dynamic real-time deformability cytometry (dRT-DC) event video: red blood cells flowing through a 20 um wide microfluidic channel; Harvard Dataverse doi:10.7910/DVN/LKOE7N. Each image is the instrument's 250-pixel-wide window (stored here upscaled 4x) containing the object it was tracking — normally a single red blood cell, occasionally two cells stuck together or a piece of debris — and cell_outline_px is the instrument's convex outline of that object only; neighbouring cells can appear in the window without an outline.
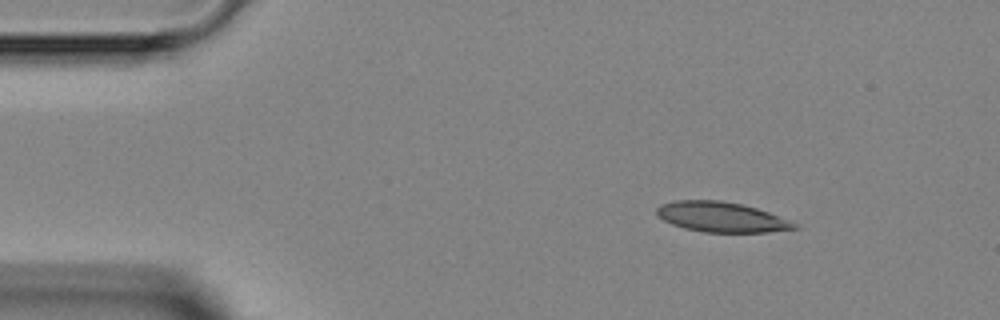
{"species": "Egyptian fruit bat (a non-hibernating species)", "species_latin": "Rousettus aegyptiacus", "temperature_condition": "room temperature", "stored_images_in_passage": 3, "camera_frame_rate_fps": 3000, "um_per_image_px": 0.085, "animal": {"sex": "female"}, "frame": {"image": 1, "passage_image": 1, "time_ms": 0.0, "image_size_px": [1000, 320], "cell_outline_px": [[800, 228], [768, 232], [704, 232], [684, 228], [672, 224], [656, 216], [656, 208], [660, 204], [676, 200], [720, 200], [740, 204], [756, 208], [768, 212], [800, 224]], "centroid_in_image_um": [61.32, 18.45], "position_along_channel_um": 23.7, "area_um2": 24.22}}
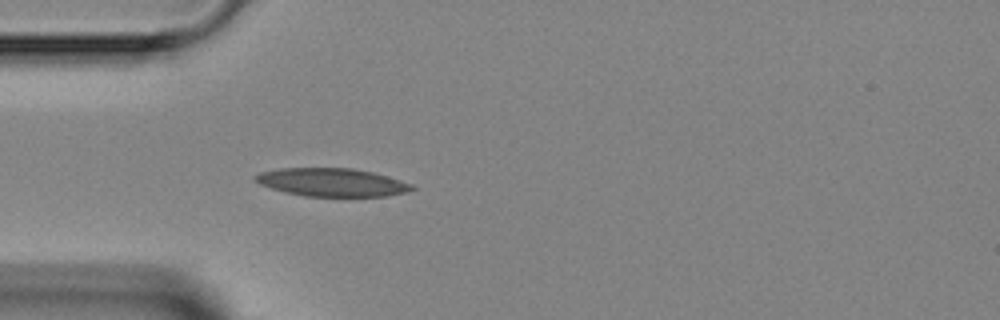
{"frame": {"image": 2, "passage_image": 3, "time_ms": 2.333, "image_size_px": [1000, 320], "cell_outline_px": [[416, 188], [404, 192], [388, 196], [304, 196], [284, 192], [260, 184], [252, 180], [252, 176], [260, 172], [280, 168], [352, 168], [372, 172], [388, 176], [412, 184]], "centroid_in_image_um": [28.17, 15.49], "position_along_channel_um": 56.8, "area_um2": 25.72}}